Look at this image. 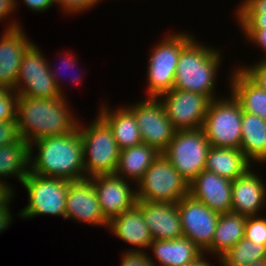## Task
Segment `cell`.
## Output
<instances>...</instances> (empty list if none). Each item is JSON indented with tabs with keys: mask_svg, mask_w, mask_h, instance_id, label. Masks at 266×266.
I'll list each match as a JSON object with an SVG mask.
<instances>
[{
	"mask_svg": "<svg viewBox=\"0 0 266 266\" xmlns=\"http://www.w3.org/2000/svg\"><path fill=\"white\" fill-rule=\"evenodd\" d=\"M247 216L235 212H226L219 215L216 230L211 246L204 252L219 259L243 237Z\"/></svg>",
	"mask_w": 266,
	"mask_h": 266,
	"instance_id": "d4e9b609",
	"label": "cell"
},
{
	"mask_svg": "<svg viewBox=\"0 0 266 266\" xmlns=\"http://www.w3.org/2000/svg\"><path fill=\"white\" fill-rule=\"evenodd\" d=\"M183 237L190 239L204 253L212 243L218 213L188 195L177 202Z\"/></svg>",
	"mask_w": 266,
	"mask_h": 266,
	"instance_id": "4fadbf2b",
	"label": "cell"
},
{
	"mask_svg": "<svg viewBox=\"0 0 266 266\" xmlns=\"http://www.w3.org/2000/svg\"><path fill=\"white\" fill-rule=\"evenodd\" d=\"M17 96L60 98L61 94L49 71V60L34 43L23 55L14 90Z\"/></svg>",
	"mask_w": 266,
	"mask_h": 266,
	"instance_id": "30bf717a",
	"label": "cell"
},
{
	"mask_svg": "<svg viewBox=\"0 0 266 266\" xmlns=\"http://www.w3.org/2000/svg\"><path fill=\"white\" fill-rule=\"evenodd\" d=\"M150 51L147 63L146 97L158 98L174 85L175 71L181 51L196 37L189 31L167 33Z\"/></svg>",
	"mask_w": 266,
	"mask_h": 266,
	"instance_id": "277c9868",
	"label": "cell"
},
{
	"mask_svg": "<svg viewBox=\"0 0 266 266\" xmlns=\"http://www.w3.org/2000/svg\"><path fill=\"white\" fill-rule=\"evenodd\" d=\"M242 31L243 37L246 38L255 46H259L262 52L265 53L260 61H266V29H240Z\"/></svg>",
	"mask_w": 266,
	"mask_h": 266,
	"instance_id": "74e56055",
	"label": "cell"
},
{
	"mask_svg": "<svg viewBox=\"0 0 266 266\" xmlns=\"http://www.w3.org/2000/svg\"><path fill=\"white\" fill-rule=\"evenodd\" d=\"M103 0H56L57 6L62 9V12L68 15L81 14L84 11H88L95 8L99 2L102 3Z\"/></svg>",
	"mask_w": 266,
	"mask_h": 266,
	"instance_id": "836d02e7",
	"label": "cell"
},
{
	"mask_svg": "<svg viewBox=\"0 0 266 266\" xmlns=\"http://www.w3.org/2000/svg\"><path fill=\"white\" fill-rule=\"evenodd\" d=\"M70 106L62 96L50 99L17 96L16 119L20 138L30 144L44 137L74 131L80 119Z\"/></svg>",
	"mask_w": 266,
	"mask_h": 266,
	"instance_id": "6da1fadb",
	"label": "cell"
},
{
	"mask_svg": "<svg viewBox=\"0 0 266 266\" xmlns=\"http://www.w3.org/2000/svg\"><path fill=\"white\" fill-rule=\"evenodd\" d=\"M24 5L33 12H44L53 5H57L56 0H23Z\"/></svg>",
	"mask_w": 266,
	"mask_h": 266,
	"instance_id": "f35d334b",
	"label": "cell"
},
{
	"mask_svg": "<svg viewBox=\"0 0 266 266\" xmlns=\"http://www.w3.org/2000/svg\"><path fill=\"white\" fill-rule=\"evenodd\" d=\"M90 179L93 181L102 214L108 221L136 205V189L128 183L131 181L116 174L97 175Z\"/></svg>",
	"mask_w": 266,
	"mask_h": 266,
	"instance_id": "2e32d148",
	"label": "cell"
},
{
	"mask_svg": "<svg viewBox=\"0 0 266 266\" xmlns=\"http://www.w3.org/2000/svg\"><path fill=\"white\" fill-rule=\"evenodd\" d=\"M30 145L20 138L16 143L0 146V180L16 177L20 183L30 172Z\"/></svg>",
	"mask_w": 266,
	"mask_h": 266,
	"instance_id": "83f0119b",
	"label": "cell"
},
{
	"mask_svg": "<svg viewBox=\"0 0 266 266\" xmlns=\"http://www.w3.org/2000/svg\"><path fill=\"white\" fill-rule=\"evenodd\" d=\"M70 182L29 172L21 183L27 191L28 204L17 215L24 220L46 214L62 216L65 220V203Z\"/></svg>",
	"mask_w": 266,
	"mask_h": 266,
	"instance_id": "8992f818",
	"label": "cell"
},
{
	"mask_svg": "<svg viewBox=\"0 0 266 266\" xmlns=\"http://www.w3.org/2000/svg\"><path fill=\"white\" fill-rule=\"evenodd\" d=\"M160 154L145 143L122 149L115 174L136 185Z\"/></svg>",
	"mask_w": 266,
	"mask_h": 266,
	"instance_id": "4316f807",
	"label": "cell"
},
{
	"mask_svg": "<svg viewBox=\"0 0 266 266\" xmlns=\"http://www.w3.org/2000/svg\"><path fill=\"white\" fill-rule=\"evenodd\" d=\"M29 145L30 173L68 181L85 178L83 143L78 127L68 134L44 137Z\"/></svg>",
	"mask_w": 266,
	"mask_h": 266,
	"instance_id": "7a4b0ae2",
	"label": "cell"
},
{
	"mask_svg": "<svg viewBox=\"0 0 266 266\" xmlns=\"http://www.w3.org/2000/svg\"><path fill=\"white\" fill-rule=\"evenodd\" d=\"M18 0H0V23L6 20L7 18L10 19V14H13L18 5Z\"/></svg>",
	"mask_w": 266,
	"mask_h": 266,
	"instance_id": "ab89813d",
	"label": "cell"
},
{
	"mask_svg": "<svg viewBox=\"0 0 266 266\" xmlns=\"http://www.w3.org/2000/svg\"><path fill=\"white\" fill-rule=\"evenodd\" d=\"M142 100L126 106L135 115L142 142L162 154L176 130L168 119L159 98L145 97Z\"/></svg>",
	"mask_w": 266,
	"mask_h": 266,
	"instance_id": "8fae6325",
	"label": "cell"
},
{
	"mask_svg": "<svg viewBox=\"0 0 266 266\" xmlns=\"http://www.w3.org/2000/svg\"><path fill=\"white\" fill-rule=\"evenodd\" d=\"M158 98L176 131L203 127L211 101L206 95L172 88Z\"/></svg>",
	"mask_w": 266,
	"mask_h": 266,
	"instance_id": "7c38bea8",
	"label": "cell"
},
{
	"mask_svg": "<svg viewBox=\"0 0 266 266\" xmlns=\"http://www.w3.org/2000/svg\"><path fill=\"white\" fill-rule=\"evenodd\" d=\"M221 50L204 45L195 38L181 51L173 88L197 92L210 100L220 98L215 92L222 62Z\"/></svg>",
	"mask_w": 266,
	"mask_h": 266,
	"instance_id": "3957f363",
	"label": "cell"
},
{
	"mask_svg": "<svg viewBox=\"0 0 266 266\" xmlns=\"http://www.w3.org/2000/svg\"><path fill=\"white\" fill-rule=\"evenodd\" d=\"M242 109L230 95L210 101L202 129L211 146L240 149Z\"/></svg>",
	"mask_w": 266,
	"mask_h": 266,
	"instance_id": "ba28073f",
	"label": "cell"
},
{
	"mask_svg": "<svg viewBox=\"0 0 266 266\" xmlns=\"http://www.w3.org/2000/svg\"><path fill=\"white\" fill-rule=\"evenodd\" d=\"M240 150L255 163H266V120L242 110ZM261 162V163H260Z\"/></svg>",
	"mask_w": 266,
	"mask_h": 266,
	"instance_id": "cb8c5ba5",
	"label": "cell"
},
{
	"mask_svg": "<svg viewBox=\"0 0 266 266\" xmlns=\"http://www.w3.org/2000/svg\"><path fill=\"white\" fill-rule=\"evenodd\" d=\"M252 165L240 149L211 146L205 170L233 181L253 167Z\"/></svg>",
	"mask_w": 266,
	"mask_h": 266,
	"instance_id": "484cf974",
	"label": "cell"
},
{
	"mask_svg": "<svg viewBox=\"0 0 266 266\" xmlns=\"http://www.w3.org/2000/svg\"><path fill=\"white\" fill-rule=\"evenodd\" d=\"M67 52V53H66ZM66 52H62V55L64 54L65 56L60 60L61 61V65L62 66H59V68H58V70L54 67L53 68V66H51L50 64L51 63H49V71H50V73H51V75H52V77L54 78V81H55V83H56V86H57V88L59 89V91H60V94H61V96L62 97H67V95L66 96H64L65 95V92H64V89H63V87L64 86H62V80L60 79V78H62L61 77V75L63 76V72L62 71H68V70H71L72 71V69L74 68V66H76V57L77 56H75L76 54H72V52L70 53V51L68 52V51H66ZM66 53V54H65ZM70 53V54H69ZM57 66V65H56ZM56 69V70H55ZM60 69H62L61 70V73H60ZM75 69V68H74ZM78 71V70H77ZM65 73V72H64ZM75 73V72H74ZM73 74V73H72ZM82 74V73H81ZM74 75V77L72 76L71 77V80H72V78H73V82H74V84L73 85H77V84H81V82H82V75ZM60 76V77H59ZM62 79H64V78H62ZM61 80V81H60Z\"/></svg>",
	"mask_w": 266,
	"mask_h": 266,
	"instance_id": "4dcf8cb0",
	"label": "cell"
},
{
	"mask_svg": "<svg viewBox=\"0 0 266 266\" xmlns=\"http://www.w3.org/2000/svg\"><path fill=\"white\" fill-rule=\"evenodd\" d=\"M20 139L17 119L0 122V146L11 145Z\"/></svg>",
	"mask_w": 266,
	"mask_h": 266,
	"instance_id": "d590c367",
	"label": "cell"
},
{
	"mask_svg": "<svg viewBox=\"0 0 266 266\" xmlns=\"http://www.w3.org/2000/svg\"><path fill=\"white\" fill-rule=\"evenodd\" d=\"M189 195L218 214L230 212L232 180L203 170L189 183Z\"/></svg>",
	"mask_w": 266,
	"mask_h": 266,
	"instance_id": "e0dca14e",
	"label": "cell"
},
{
	"mask_svg": "<svg viewBox=\"0 0 266 266\" xmlns=\"http://www.w3.org/2000/svg\"><path fill=\"white\" fill-rule=\"evenodd\" d=\"M9 205L10 204L0 207V234L3 231L8 230L7 228L10 227L13 220V213L10 212L11 207Z\"/></svg>",
	"mask_w": 266,
	"mask_h": 266,
	"instance_id": "b9f144b4",
	"label": "cell"
},
{
	"mask_svg": "<svg viewBox=\"0 0 266 266\" xmlns=\"http://www.w3.org/2000/svg\"><path fill=\"white\" fill-rule=\"evenodd\" d=\"M205 253H203L199 258H197L196 260L190 262V263H187V264H184L182 266H213L212 264L214 263H211L210 261H208V259H205Z\"/></svg>",
	"mask_w": 266,
	"mask_h": 266,
	"instance_id": "7bdbcfd3",
	"label": "cell"
},
{
	"mask_svg": "<svg viewBox=\"0 0 266 266\" xmlns=\"http://www.w3.org/2000/svg\"><path fill=\"white\" fill-rule=\"evenodd\" d=\"M244 238L266 245V217L248 216L245 224Z\"/></svg>",
	"mask_w": 266,
	"mask_h": 266,
	"instance_id": "1f68e13d",
	"label": "cell"
},
{
	"mask_svg": "<svg viewBox=\"0 0 266 266\" xmlns=\"http://www.w3.org/2000/svg\"><path fill=\"white\" fill-rule=\"evenodd\" d=\"M254 83L266 91V61H257L248 66H238Z\"/></svg>",
	"mask_w": 266,
	"mask_h": 266,
	"instance_id": "e575fe53",
	"label": "cell"
},
{
	"mask_svg": "<svg viewBox=\"0 0 266 266\" xmlns=\"http://www.w3.org/2000/svg\"><path fill=\"white\" fill-rule=\"evenodd\" d=\"M211 144L202 128L176 131L162 153L180 175L190 183L205 170Z\"/></svg>",
	"mask_w": 266,
	"mask_h": 266,
	"instance_id": "9c48e42d",
	"label": "cell"
},
{
	"mask_svg": "<svg viewBox=\"0 0 266 266\" xmlns=\"http://www.w3.org/2000/svg\"><path fill=\"white\" fill-rule=\"evenodd\" d=\"M101 105L97 115L111 129L120 150L143 143L135 115L126 105L114 110L107 105V102Z\"/></svg>",
	"mask_w": 266,
	"mask_h": 266,
	"instance_id": "44dd1931",
	"label": "cell"
},
{
	"mask_svg": "<svg viewBox=\"0 0 266 266\" xmlns=\"http://www.w3.org/2000/svg\"><path fill=\"white\" fill-rule=\"evenodd\" d=\"M234 11L240 29H266V0H243Z\"/></svg>",
	"mask_w": 266,
	"mask_h": 266,
	"instance_id": "f546056e",
	"label": "cell"
},
{
	"mask_svg": "<svg viewBox=\"0 0 266 266\" xmlns=\"http://www.w3.org/2000/svg\"><path fill=\"white\" fill-rule=\"evenodd\" d=\"M84 126L78 122L83 143L85 178L115 174L120 149L109 126L96 114L94 120Z\"/></svg>",
	"mask_w": 266,
	"mask_h": 266,
	"instance_id": "5b68a950",
	"label": "cell"
},
{
	"mask_svg": "<svg viewBox=\"0 0 266 266\" xmlns=\"http://www.w3.org/2000/svg\"><path fill=\"white\" fill-rule=\"evenodd\" d=\"M13 189L14 187L9 185L7 181L0 180V207L11 204L16 195Z\"/></svg>",
	"mask_w": 266,
	"mask_h": 266,
	"instance_id": "60d3db41",
	"label": "cell"
},
{
	"mask_svg": "<svg viewBox=\"0 0 266 266\" xmlns=\"http://www.w3.org/2000/svg\"><path fill=\"white\" fill-rule=\"evenodd\" d=\"M65 204V220L71 218L79 223L108 228L109 221L102 214L96 190L90 178L69 183Z\"/></svg>",
	"mask_w": 266,
	"mask_h": 266,
	"instance_id": "5bb4252c",
	"label": "cell"
},
{
	"mask_svg": "<svg viewBox=\"0 0 266 266\" xmlns=\"http://www.w3.org/2000/svg\"><path fill=\"white\" fill-rule=\"evenodd\" d=\"M247 266H266V258L259 260V261H255L253 263H250Z\"/></svg>",
	"mask_w": 266,
	"mask_h": 266,
	"instance_id": "ee69618b",
	"label": "cell"
},
{
	"mask_svg": "<svg viewBox=\"0 0 266 266\" xmlns=\"http://www.w3.org/2000/svg\"><path fill=\"white\" fill-rule=\"evenodd\" d=\"M6 26L0 38V85L14 90L22 57L34 42L14 19Z\"/></svg>",
	"mask_w": 266,
	"mask_h": 266,
	"instance_id": "9a60e30c",
	"label": "cell"
},
{
	"mask_svg": "<svg viewBox=\"0 0 266 266\" xmlns=\"http://www.w3.org/2000/svg\"><path fill=\"white\" fill-rule=\"evenodd\" d=\"M155 259L149 255L155 266H182L199 258L203 252L186 237L173 240H153L149 246ZM157 259V260H156ZM158 261V262H157Z\"/></svg>",
	"mask_w": 266,
	"mask_h": 266,
	"instance_id": "7402d4cb",
	"label": "cell"
},
{
	"mask_svg": "<svg viewBox=\"0 0 266 266\" xmlns=\"http://www.w3.org/2000/svg\"><path fill=\"white\" fill-rule=\"evenodd\" d=\"M266 258V245L242 238L217 261L221 266H247Z\"/></svg>",
	"mask_w": 266,
	"mask_h": 266,
	"instance_id": "f1b7e54d",
	"label": "cell"
},
{
	"mask_svg": "<svg viewBox=\"0 0 266 266\" xmlns=\"http://www.w3.org/2000/svg\"><path fill=\"white\" fill-rule=\"evenodd\" d=\"M137 200L177 203L189 195V183L163 154L152 163L136 183Z\"/></svg>",
	"mask_w": 266,
	"mask_h": 266,
	"instance_id": "52a82bcc",
	"label": "cell"
},
{
	"mask_svg": "<svg viewBox=\"0 0 266 266\" xmlns=\"http://www.w3.org/2000/svg\"><path fill=\"white\" fill-rule=\"evenodd\" d=\"M107 230H110L118 239L133 245L125 251L148 252L153 241L148 226L146 225L142 211L135 205L132 209L124 211L109 221Z\"/></svg>",
	"mask_w": 266,
	"mask_h": 266,
	"instance_id": "ffe728a7",
	"label": "cell"
},
{
	"mask_svg": "<svg viewBox=\"0 0 266 266\" xmlns=\"http://www.w3.org/2000/svg\"><path fill=\"white\" fill-rule=\"evenodd\" d=\"M17 95L12 89L0 85V122L16 118Z\"/></svg>",
	"mask_w": 266,
	"mask_h": 266,
	"instance_id": "d6a6232c",
	"label": "cell"
},
{
	"mask_svg": "<svg viewBox=\"0 0 266 266\" xmlns=\"http://www.w3.org/2000/svg\"><path fill=\"white\" fill-rule=\"evenodd\" d=\"M153 240H173L183 237L177 203L137 200Z\"/></svg>",
	"mask_w": 266,
	"mask_h": 266,
	"instance_id": "ac0fdd59",
	"label": "cell"
},
{
	"mask_svg": "<svg viewBox=\"0 0 266 266\" xmlns=\"http://www.w3.org/2000/svg\"><path fill=\"white\" fill-rule=\"evenodd\" d=\"M120 266H155L148 252L124 251L121 254Z\"/></svg>",
	"mask_w": 266,
	"mask_h": 266,
	"instance_id": "8d00e7d4",
	"label": "cell"
},
{
	"mask_svg": "<svg viewBox=\"0 0 266 266\" xmlns=\"http://www.w3.org/2000/svg\"><path fill=\"white\" fill-rule=\"evenodd\" d=\"M229 91L246 113L266 120V91L254 83L240 68L231 70Z\"/></svg>",
	"mask_w": 266,
	"mask_h": 266,
	"instance_id": "603a6c76",
	"label": "cell"
},
{
	"mask_svg": "<svg viewBox=\"0 0 266 266\" xmlns=\"http://www.w3.org/2000/svg\"><path fill=\"white\" fill-rule=\"evenodd\" d=\"M249 168L232 181L231 212L243 216H258L266 208V183L259 173ZM265 206V207H264Z\"/></svg>",
	"mask_w": 266,
	"mask_h": 266,
	"instance_id": "d6986e66",
	"label": "cell"
}]
</instances>
